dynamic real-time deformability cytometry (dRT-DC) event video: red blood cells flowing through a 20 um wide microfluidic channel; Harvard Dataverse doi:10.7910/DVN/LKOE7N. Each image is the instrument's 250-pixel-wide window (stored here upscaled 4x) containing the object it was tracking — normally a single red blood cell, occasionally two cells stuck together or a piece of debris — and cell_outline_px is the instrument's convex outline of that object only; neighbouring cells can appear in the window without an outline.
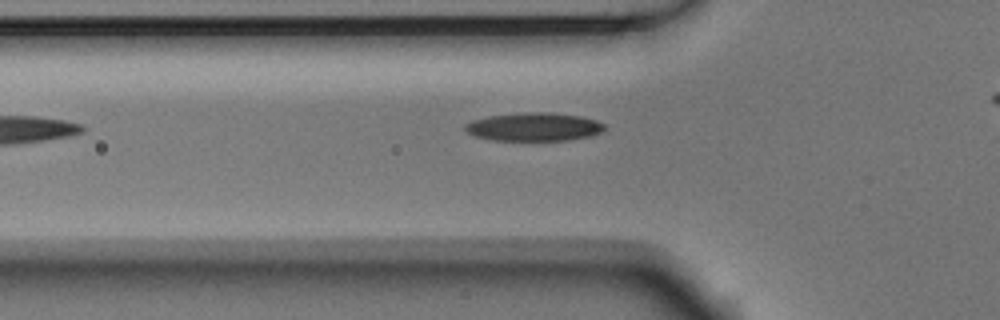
{"species": "Egyptian fruit bat (a non-hibernating species)", "species_latin": "Rousettus aegyptiacus", "temperature_condition": "room temperature", "stored_images_in_passage": 25, "camera_frame_rate_fps": 3000, "um_per_image_px": 0.085, "animal": {"sex": "male"}, "frame": {"image": 1, "passage_image": 4, "time_ms": 1.0, "image_size_px": [1000, 320], "cell_outline_px": [[604, 128], [600, 132], [588, 136], [568, 140], [492, 140], [476, 136], [468, 132], [464, 128], [464, 124], [472, 120], [492, 116], [532, 112], [548, 112], [580, 116], [596, 120], [604, 124]], "centroid_in_image_um": [45.38, 10.78], "position_along_channel_um": 80.4, "area_um2": 22.6}}
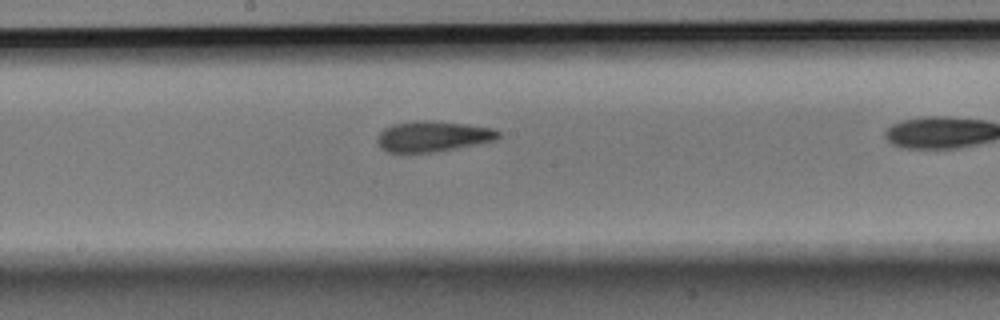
{"frame": {"image": 2, "passage_image": 11, "time_ms": 3.333, "image_size_px": [1000, 320], "cell_outline_px": [[500, 136], [496, 140], [436, 152], [388, 152], [380, 148], [376, 140], [376, 136], [384, 128], [396, 124], [416, 120], [428, 120], [464, 124], [492, 128], [500, 132]], "centroid_in_image_um": [36.76, 11.59], "position_along_channel_um": 211.4, "area_um2": 21.5}}
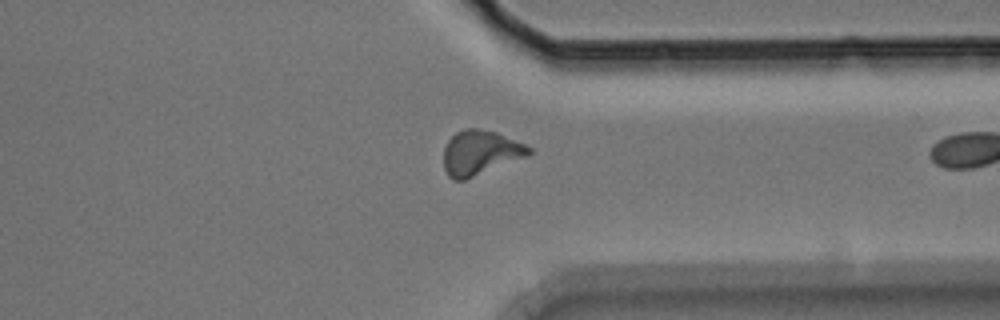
{"frame": {"image": 3, "passage_image": 24, "time_ms": 7.667, "image_size_px": [1000, 320], "cell_outline_px": [[532, 152], [528, 156], [464, 180], [452, 180], [448, 176], [444, 168], [444, 148], [448, 140], [456, 132], [464, 128], [476, 128], [496, 132], [524, 144], [532, 148]], "centroid_in_image_um": [40.8, 12.98], "position_along_channel_um": 370.6, "area_um2": 22.08}}